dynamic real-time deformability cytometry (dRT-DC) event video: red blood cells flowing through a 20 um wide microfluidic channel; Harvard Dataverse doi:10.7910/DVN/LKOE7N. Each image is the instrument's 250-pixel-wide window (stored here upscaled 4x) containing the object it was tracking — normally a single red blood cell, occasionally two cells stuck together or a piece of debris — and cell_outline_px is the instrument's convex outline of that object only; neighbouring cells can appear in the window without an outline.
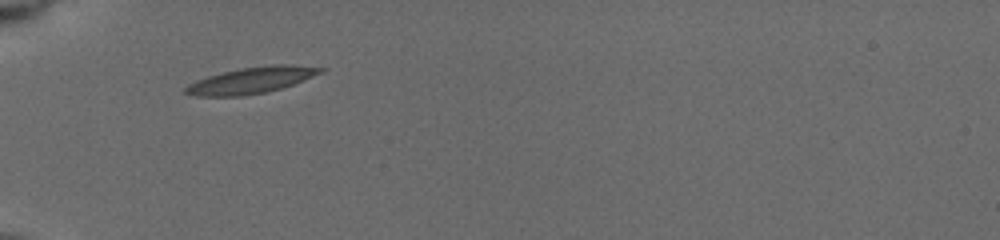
{"species": "common noctule bat (a hibernating species)", "species_latin": "Nyctalus noctula", "temperature_condition": "cold", "stored_images_in_passage": 29, "camera_frame_rate_fps": 3000, "um_per_image_px": 0.085, "animal": {"sex": "female", "body_mass_g": 19.5, "forearm_length_mm": 54.1}, "frame": {"image": 1, "passage_image": 1, "time_ms": 0.0, "image_size_px": [1000, 240], "cell_outline_px": [[328, 68], [324, 72], [292, 84], [268, 92], [240, 96], [196, 96], [184, 92], [184, 88], [188, 84], [196, 80], [208, 76], [240, 68], [272, 64], [292, 64]], "centroid_in_image_um": [21.39, 6.81], "position_along_channel_um": 63.6, "area_um2": 20.69}}
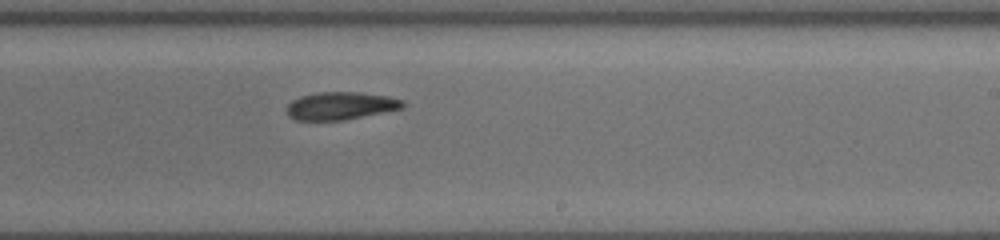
{"frame": {"image": 2, "passage_image": 13, "time_ms": 5.333, "image_size_px": [1000, 240], "cell_outline_px": [[408, 104], [404, 108], [340, 120], [296, 120], [288, 116], [284, 108], [292, 100], [300, 96], [316, 92], [360, 92], [388, 96], [404, 100]], "centroid_in_image_um": [28.94, 8.98], "position_along_channel_um": 260.1, "area_um2": 18.9}}
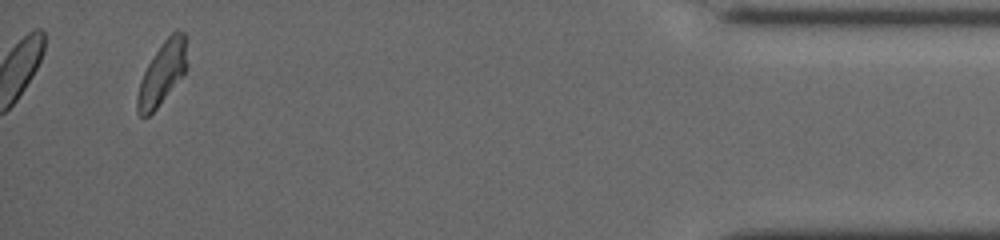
{"frame": {"image": 3, "passage_image": 28, "time_ms": 11.0, "image_size_px": [1000, 240], "cell_outline_px": [[188, 68], [156, 108], [148, 116], [140, 116], [136, 112], [136, 96], [140, 80], [148, 64], [160, 44], [176, 28], [184, 32]], "centroid_in_image_um": [13.77, 6.2], "position_along_channel_um": 421.4, "area_um2": 18.09}, "authors_computed_cell_mechanics": {"area_um2": 19.074, "velocity_mm_per_s": 3.8754, "shape_relaxation_time_tau1_ms": 4.0843, "shape_relaxation_time_tau2_ms": 10.3611, "deformation_change_tau1": 0.1292, "deformation_change_tau2": 0.1377}}